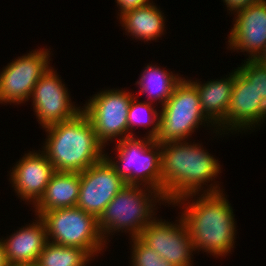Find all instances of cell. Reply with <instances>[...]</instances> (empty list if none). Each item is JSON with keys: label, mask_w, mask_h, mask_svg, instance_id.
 Returning <instances> with one entry per match:
<instances>
[{"label": "cell", "mask_w": 266, "mask_h": 266, "mask_svg": "<svg viewBox=\"0 0 266 266\" xmlns=\"http://www.w3.org/2000/svg\"><path fill=\"white\" fill-rule=\"evenodd\" d=\"M178 217L175 222L156 217L138 238L173 266H193L196 251L187 226L182 217Z\"/></svg>", "instance_id": "obj_11"}, {"label": "cell", "mask_w": 266, "mask_h": 266, "mask_svg": "<svg viewBox=\"0 0 266 266\" xmlns=\"http://www.w3.org/2000/svg\"><path fill=\"white\" fill-rule=\"evenodd\" d=\"M243 62L236 68L254 85L259 98L266 104V65L257 60L245 59Z\"/></svg>", "instance_id": "obj_24"}, {"label": "cell", "mask_w": 266, "mask_h": 266, "mask_svg": "<svg viewBox=\"0 0 266 266\" xmlns=\"http://www.w3.org/2000/svg\"><path fill=\"white\" fill-rule=\"evenodd\" d=\"M258 62L266 65V46L261 55L256 59Z\"/></svg>", "instance_id": "obj_28"}, {"label": "cell", "mask_w": 266, "mask_h": 266, "mask_svg": "<svg viewBox=\"0 0 266 266\" xmlns=\"http://www.w3.org/2000/svg\"><path fill=\"white\" fill-rule=\"evenodd\" d=\"M157 203L169 206L161 192L142 185L126 184L98 218V227L105 242L111 241L109 238L120 232L128 233L129 238L138 237L157 217L158 211L155 210L161 208L156 206Z\"/></svg>", "instance_id": "obj_4"}, {"label": "cell", "mask_w": 266, "mask_h": 266, "mask_svg": "<svg viewBox=\"0 0 266 266\" xmlns=\"http://www.w3.org/2000/svg\"><path fill=\"white\" fill-rule=\"evenodd\" d=\"M9 266H39L37 263H31V264H17V265H9Z\"/></svg>", "instance_id": "obj_29"}, {"label": "cell", "mask_w": 266, "mask_h": 266, "mask_svg": "<svg viewBox=\"0 0 266 266\" xmlns=\"http://www.w3.org/2000/svg\"><path fill=\"white\" fill-rule=\"evenodd\" d=\"M232 22L226 48L231 52H246V59L256 60L266 46V0L238 11Z\"/></svg>", "instance_id": "obj_15"}, {"label": "cell", "mask_w": 266, "mask_h": 266, "mask_svg": "<svg viewBox=\"0 0 266 266\" xmlns=\"http://www.w3.org/2000/svg\"><path fill=\"white\" fill-rule=\"evenodd\" d=\"M226 76V77H225ZM221 79L200 81L191 77L187 79L196 87L201 109L207 118L217 127L218 131L225 125V116L231 99L235 80V68Z\"/></svg>", "instance_id": "obj_17"}, {"label": "cell", "mask_w": 266, "mask_h": 266, "mask_svg": "<svg viewBox=\"0 0 266 266\" xmlns=\"http://www.w3.org/2000/svg\"><path fill=\"white\" fill-rule=\"evenodd\" d=\"M49 242L84 249L93 259L108 248L98 227V219L79 207L41 213ZM105 249V250H104Z\"/></svg>", "instance_id": "obj_7"}, {"label": "cell", "mask_w": 266, "mask_h": 266, "mask_svg": "<svg viewBox=\"0 0 266 266\" xmlns=\"http://www.w3.org/2000/svg\"><path fill=\"white\" fill-rule=\"evenodd\" d=\"M42 130H45L46 138L40 149L55 171L80 173L105 158V146L82 111L70 120Z\"/></svg>", "instance_id": "obj_3"}, {"label": "cell", "mask_w": 266, "mask_h": 266, "mask_svg": "<svg viewBox=\"0 0 266 266\" xmlns=\"http://www.w3.org/2000/svg\"><path fill=\"white\" fill-rule=\"evenodd\" d=\"M9 172V181L18 199L34 206L56 171L45 153L39 149L24 153Z\"/></svg>", "instance_id": "obj_14"}, {"label": "cell", "mask_w": 266, "mask_h": 266, "mask_svg": "<svg viewBox=\"0 0 266 266\" xmlns=\"http://www.w3.org/2000/svg\"><path fill=\"white\" fill-rule=\"evenodd\" d=\"M35 219L9 236L7 234L5 239L0 238L9 265L37 263L48 239L45 223L39 216Z\"/></svg>", "instance_id": "obj_16"}, {"label": "cell", "mask_w": 266, "mask_h": 266, "mask_svg": "<svg viewBox=\"0 0 266 266\" xmlns=\"http://www.w3.org/2000/svg\"><path fill=\"white\" fill-rule=\"evenodd\" d=\"M80 192V173L56 171L49 181L44 194L32 206L34 215L39 216L55 209L76 207Z\"/></svg>", "instance_id": "obj_19"}, {"label": "cell", "mask_w": 266, "mask_h": 266, "mask_svg": "<svg viewBox=\"0 0 266 266\" xmlns=\"http://www.w3.org/2000/svg\"><path fill=\"white\" fill-rule=\"evenodd\" d=\"M152 1L153 0H115V2L117 3V7H118L117 18L123 13H125L126 11L139 8Z\"/></svg>", "instance_id": "obj_26"}, {"label": "cell", "mask_w": 266, "mask_h": 266, "mask_svg": "<svg viewBox=\"0 0 266 266\" xmlns=\"http://www.w3.org/2000/svg\"><path fill=\"white\" fill-rule=\"evenodd\" d=\"M155 106L156 104L139 100L138 96L132 98L128 109L127 138L137 137L134 131L140 126L147 130L145 137L156 139L159 132L160 110Z\"/></svg>", "instance_id": "obj_21"}, {"label": "cell", "mask_w": 266, "mask_h": 266, "mask_svg": "<svg viewBox=\"0 0 266 266\" xmlns=\"http://www.w3.org/2000/svg\"><path fill=\"white\" fill-rule=\"evenodd\" d=\"M133 93L125 88H105L83 104L82 112L88 117L105 148L106 145L127 138L128 109L136 95Z\"/></svg>", "instance_id": "obj_8"}, {"label": "cell", "mask_w": 266, "mask_h": 266, "mask_svg": "<svg viewBox=\"0 0 266 266\" xmlns=\"http://www.w3.org/2000/svg\"><path fill=\"white\" fill-rule=\"evenodd\" d=\"M12 59L0 71V104L20 105L28 102L38 80L51 66L50 50L46 47ZM51 55V56H50Z\"/></svg>", "instance_id": "obj_9"}, {"label": "cell", "mask_w": 266, "mask_h": 266, "mask_svg": "<svg viewBox=\"0 0 266 266\" xmlns=\"http://www.w3.org/2000/svg\"><path fill=\"white\" fill-rule=\"evenodd\" d=\"M0 266H9V263L7 262V259H6L4 246L1 242V240H0Z\"/></svg>", "instance_id": "obj_27"}, {"label": "cell", "mask_w": 266, "mask_h": 266, "mask_svg": "<svg viewBox=\"0 0 266 266\" xmlns=\"http://www.w3.org/2000/svg\"><path fill=\"white\" fill-rule=\"evenodd\" d=\"M201 126H207L206 130L212 129L216 137H224L202 111L196 87L184 77L160 109L159 132L155 141L160 144L189 141L188 139Z\"/></svg>", "instance_id": "obj_5"}, {"label": "cell", "mask_w": 266, "mask_h": 266, "mask_svg": "<svg viewBox=\"0 0 266 266\" xmlns=\"http://www.w3.org/2000/svg\"><path fill=\"white\" fill-rule=\"evenodd\" d=\"M195 141L160 144L162 194L169 205L189 194L220 193L225 190L215 180L222 172L219 159L205 150L202 143Z\"/></svg>", "instance_id": "obj_1"}, {"label": "cell", "mask_w": 266, "mask_h": 266, "mask_svg": "<svg viewBox=\"0 0 266 266\" xmlns=\"http://www.w3.org/2000/svg\"><path fill=\"white\" fill-rule=\"evenodd\" d=\"M265 120L266 104L259 98L254 85L236 68L225 125L219 132L225 135L231 132L234 135L239 132L246 134L251 130V133L263 123L266 124Z\"/></svg>", "instance_id": "obj_12"}, {"label": "cell", "mask_w": 266, "mask_h": 266, "mask_svg": "<svg viewBox=\"0 0 266 266\" xmlns=\"http://www.w3.org/2000/svg\"><path fill=\"white\" fill-rule=\"evenodd\" d=\"M115 156L105 158L126 184L142 185L162 193L161 145L147 137H129L115 142ZM117 155V156H116Z\"/></svg>", "instance_id": "obj_6"}, {"label": "cell", "mask_w": 266, "mask_h": 266, "mask_svg": "<svg viewBox=\"0 0 266 266\" xmlns=\"http://www.w3.org/2000/svg\"><path fill=\"white\" fill-rule=\"evenodd\" d=\"M261 1L263 0H222L224 5H226L227 12L229 11L228 14L231 13L230 15L232 16L238 11L244 10L250 5Z\"/></svg>", "instance_id": "obj_25"}, {"label": "cell", "mask_w": 266, "mask_h": 266, "mask_svg": "<svg viewBox=\"0 0 266 266\" xmlns=\"http://www.w3.org/2000/svg\"><path fill=\"white\" fill-rule=\"evenodd\" d=\"M126 183L106 158L80 172V192L76 207L97 219Z\"/></svg>", "instance_id": "obj_13"}, {"label": "cell", "mask_w": 266, "mask_h": 266, "mask_svg": "<svg viewBox=\"0 0 266 266\" xmlns=\"http://www.w3.org/2000/svg\"><path fill=\"white\" fill-rule=\"evenodd\" d=\"M61 78L51 65L33 89L30 101L42 128L70 120L82 111L80 105L72 102L70 90Z\"/></svg>", "instance_id": "obj_10"}, {"label": "cell", "mask_w": 266, "mask_h": 266, "mask_svg": "<svg viewBox=\"0 0 266 266\" xmlns=\"http://www.w3.org/2000/svg\"><path fill=\"white\" fill-rule=\"evenodd\" d=\"M117 19H119L122 29L124 28L126 31L125 35H129L132 40L135 39L144 43L146 41L147 43L149 41L156 42L166 32V16L154 1L126 11Z\"/></svg>", "instance_id": "obj_18"}, {"label": "cell", "mask_w": 266, "mask_h": 266, "mask_svg": "<svg viewBox=\"0 0 266 266\" xmlns=\"http://www.w3.org/2000/svg\"><path fill=\"white\" fill-rule=\"evenodd\" d=\"M170 205L182 206L178 214L187 226L196 253L206 252L214 258L232 254L237 219L225 192L189 194Z\"/></svg>", "instance_id": "obj_2"}, {"label": "cell", "mask_w": 266, "mask_h": 266, "mask_svg": "<svg viewBox=\"0 0 266 266\" xmlns=\"http://www.w3.org/2000/svg\"><path fill=\"white\" fill-rule=\"evenodd\" d=\"M130 266H173L163 259L150 247L146 246L138 237L131 238Z\"/></svg>", "instance_id": "obj_23"}, {"label": "cell", "mask_w": 266, "mask_h": 266, "mask_svg": "<svg viewBox=\"0 0 266 266\" xmlns=\"http://www.w3.org/2000/svg\"><path fill=\"white\" fill-rule=\"evenodd\" d=\"M169 71L157 64H147L139 75V79L135 81L139 91L136 94L146 95L145 101L156 104V106L160 103L162 107L172 96L176 85L184 78L180 73L175 74Z\"/></svg>", "instance_id": "obj_20"}, {"label": "cell", "mask_w": 266, "mask_h": 266, "mask_svg": "<svg viewBox=\"0 0 266 266\" xmlns=\"http://www.w3.org/2000/svg\"><path fill=\"white\" fill-rule=\"evenodd\" d=\"M94 260L84 249L47 242L39 255V266H89ZM88 264V265H87Z\"/></svg>", "instance_id": "obj_22"}]
</instances>
